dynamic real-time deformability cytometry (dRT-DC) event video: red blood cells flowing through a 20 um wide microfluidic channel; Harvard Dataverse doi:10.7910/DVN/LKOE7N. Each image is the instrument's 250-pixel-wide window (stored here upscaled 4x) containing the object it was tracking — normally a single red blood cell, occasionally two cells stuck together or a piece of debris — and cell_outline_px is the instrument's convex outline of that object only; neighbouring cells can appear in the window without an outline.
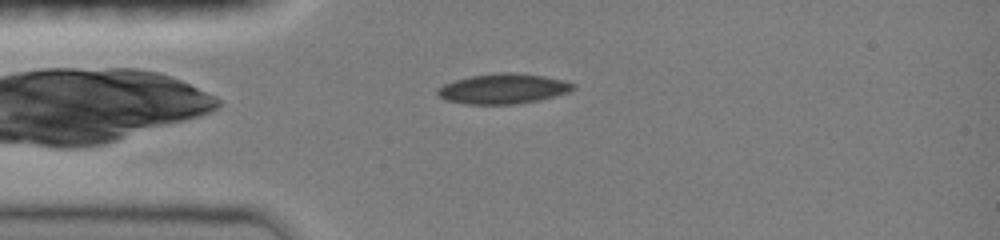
{"species": "common noctule bat (a hibernating species)", "species_latin": "Nyctalus noctula", "temperature_condition": "room temperature", "stored_images_in_passage": 2, "camera_frame_rate_fps": 3000, "um_per_image_px": 0.085, "animal": {"sex": "female", "body_mass_g": 19.0, "forearm_length_mm": 51.5}, "frame": {"image": 1, "passage_image": 1, "time_ms": 0.0, "image_size_px": [1000, 240], "cell_outline_px": [[576, 88], [568, 92], [540, 100], [516, 104], [464, 104], [444, 100], [436, 96], [436, 88], [444, 84], [468, 76], [500, 72], [512, 72], [544, 76], [564, 80], [576, 84]], "centroid_in_image_um": [42.74, 7.54], "position_along_channel_um": 42.3, "area_um2": 24.1}}